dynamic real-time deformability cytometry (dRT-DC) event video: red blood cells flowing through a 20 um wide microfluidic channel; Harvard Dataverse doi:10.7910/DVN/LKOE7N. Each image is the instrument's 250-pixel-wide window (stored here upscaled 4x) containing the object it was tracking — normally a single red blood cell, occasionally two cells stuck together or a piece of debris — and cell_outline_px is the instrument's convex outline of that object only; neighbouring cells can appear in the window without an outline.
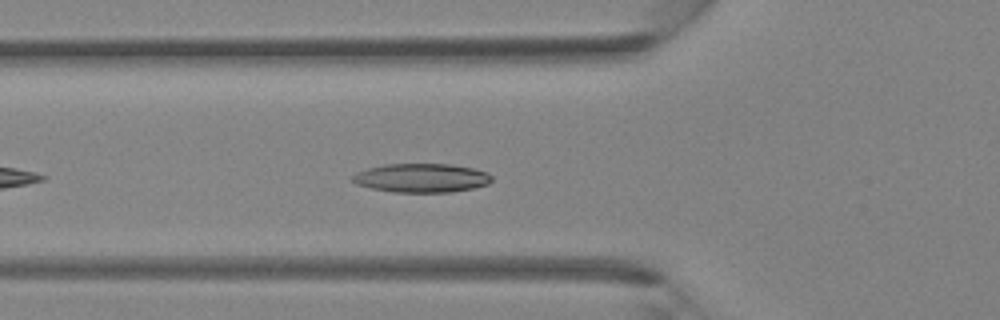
{"species": "Egyptian fruit bat (a non-hibernating species)", "species_latin": "Rousettus aegyptiacus", "temperature_condition": "room temperature", "stored_images_in_passage": 31, "camera_frame_rate_fps": 3000, "um_per_image_px": 0.085, "animal": {"sex": "female"}, "frame": {"image": 1, "passage_image": 5, "time_ms": 1.333, "image_size_px": [1000, 320], "cell_outline_px": [[492, 180], [488, 184], [472, 188], [452, 192], [392, 192], [372, 188], [356, 184], [348, 180], [356, 172], [368, 168], [384, 164], [452, 164], [472, 168], [488, 172], [492, 176]], "centroid_in_image_um": [35.8, 15.12], "position_along_channel_um": 90.0, "area_um2": 23.58}}
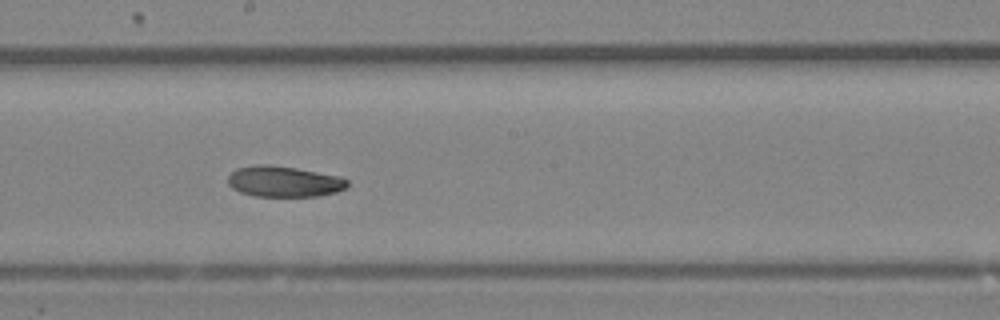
{"frame": {"image": 2, "passage_image": 13, "time_ms": 4.0, "image_size_px": [1000, 320], "cell_outline_px": [[348, 184], [344, 188], [336, 192], [320, 196], [256, 196], [240, 192], [232, 188], [228, 184], [228, 176], [236, 168], [256, 164], [268, 164], [296, 168], [340, 176], [348, 180]], "centroid_in_image_um": [24.12, 15.42], "position_along_channel_um": 224.1, "area_um2": 21.5}}
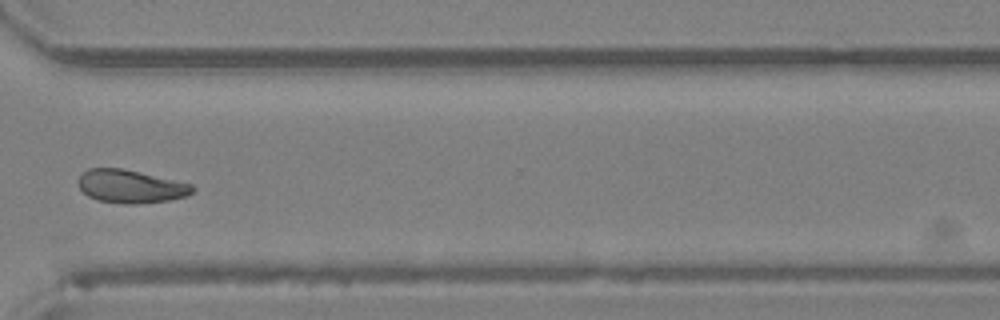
{"frame": {"image": 3, "passage_image": 21, "time_ms": 6.667, "image_size_px": [1000, 320], "cell_outline_px": [[196, 188], [188, 196], [168, 200], [136, 204], [124, 204], [100, 200], [88, 196], [80, 188], [76, 180], [80, 172], [88, 168], [120, 168], [192, 184]], "centroid_in_image_um": [11.07, 15.84], "position_along_channel_um": 359.5, "area_um2": 22.02}}